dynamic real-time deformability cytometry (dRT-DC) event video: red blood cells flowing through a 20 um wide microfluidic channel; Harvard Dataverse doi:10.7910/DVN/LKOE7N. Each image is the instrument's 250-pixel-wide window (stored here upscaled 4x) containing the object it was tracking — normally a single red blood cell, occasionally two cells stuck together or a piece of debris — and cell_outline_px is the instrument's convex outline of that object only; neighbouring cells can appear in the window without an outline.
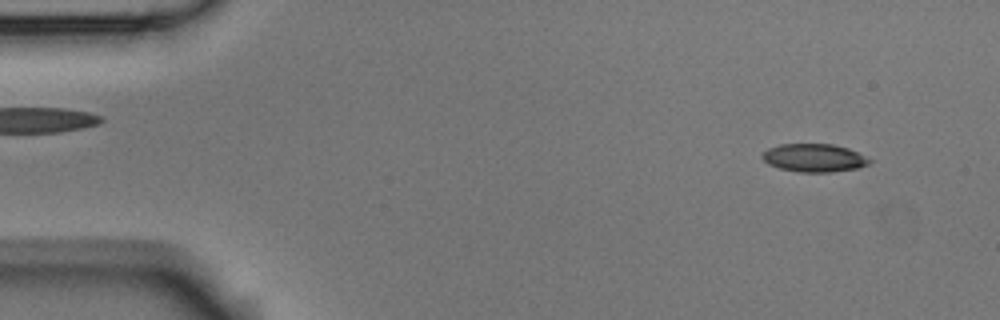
{"species": "Egyptian fruit bat (a non-hibernating species)", "species_latin": "Rousettus aegyptiacus", "temperature_condition": "room temperature", "stored_images_in_passage": 4, "camera_frame_rate_fps": 3000, "um_per_image_px": 0.085, "animal": {"sex": "male"}, "frame": {"image": 1, "passage_image": 1, "time_ms": 0.0, "image_size_px": [1000, 320], "cell_outline_px": [[872, 160], [868, 164], [856, 168], [828, 172], [800, 172], [780, 168], [768, 164], [760, 156], [768, 148], [780, 144], [832, 144], [848, 148]], "centroid_in_image_um": [69.16, 13.41], "position_along_channel_um": 15.8, "area_um2": 17.34}}
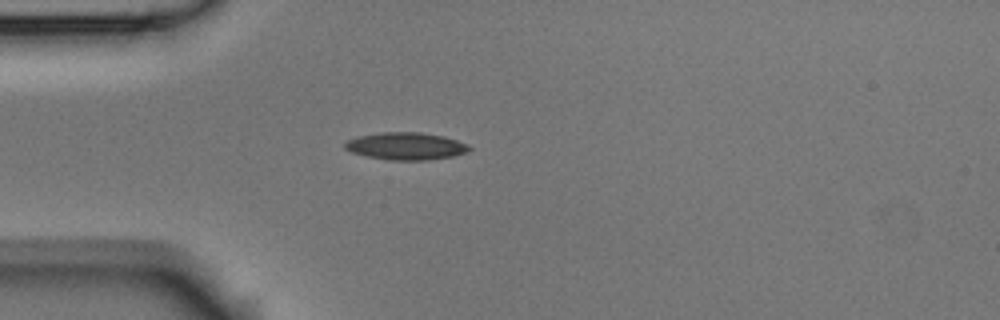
{"frame": {"image": 2, "passage_image": 4, "time_ms": 1.0, "image_size_px": [1000, 320], "cell_outline_px": [[472, 148], [468, 152], [452, 156], [432, 160], [388, 160], [368, 156], [352, 152], [344, 148], [344, 144], [348, 140], [356, 136], [380, 132], [420, 132], [444, 136], [468, 144]], "centroid_in_image_um": [34.52, 12.42], "position_along_channel_um": 50.5, "area_um2": 19.94}}